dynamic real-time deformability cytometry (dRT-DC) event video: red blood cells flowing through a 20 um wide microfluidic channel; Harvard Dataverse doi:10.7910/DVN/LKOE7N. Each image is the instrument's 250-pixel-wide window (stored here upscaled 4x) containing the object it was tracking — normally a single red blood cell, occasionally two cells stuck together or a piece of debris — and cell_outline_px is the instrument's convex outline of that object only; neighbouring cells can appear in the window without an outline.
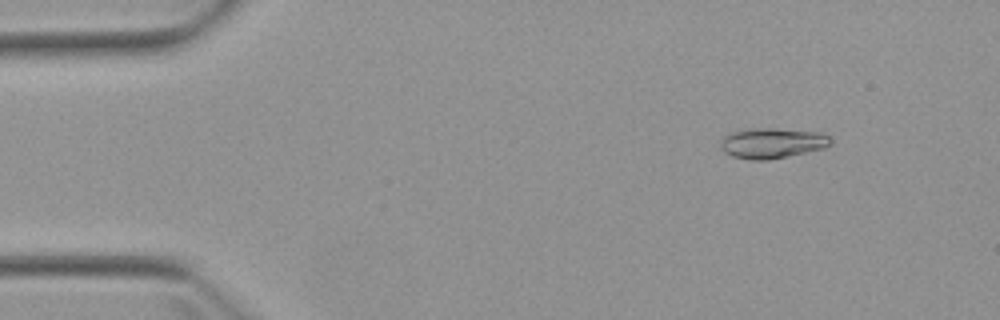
{"species": "Egyptian fruit bat (a non-hibernating species)", "species_latin": "Rousettus aegyptiacus", "temperature_condition": "warm", "stored_images_in_passage": 4, "camera_frame_rate_fps": 3000, "um_per_image_px": 0.085, "animal": {"sex": "female"}, "frame": {"image": 1, "passage_image": 1, "time_ms": 0.0, "image_size_px": [1000, 320], "cell_outline_px": [[832, 144], [824, 148], [788, 156], [768, 160], [752, 160], [732, 156], [724, 152], [720, 148], [720, 140], [728, 132], [744, 128], [772, 128], [820, 132], [828, 136], [832, 140]], "centroid_in_image_um": [65.59, 12.15], "position_along_channel_um": 19.4, "area_um2": 19.77}}
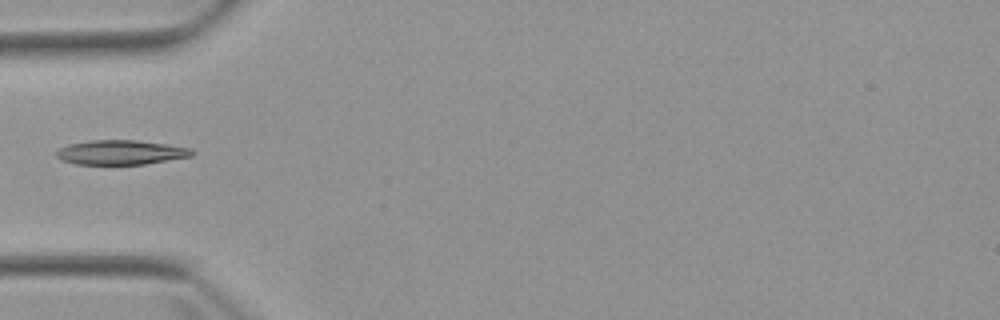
{"frame": {"image": 2, "passage_image": 4, "time_ms": 3.667, "image_size_px": [1000, 320], "cell_outline_px": [[196, 152], [192, 156], [144, 164], [76, 164], [60, 160], [56, 156], [56, 152], [60, 148], [68, 144], [88, 140], [136, 140], [168, 144], [192, 148]], "centroid_in_image_um": [10.28, 12.94], "position_along_channel_um": 74.7, "area_um2": 19.48}}